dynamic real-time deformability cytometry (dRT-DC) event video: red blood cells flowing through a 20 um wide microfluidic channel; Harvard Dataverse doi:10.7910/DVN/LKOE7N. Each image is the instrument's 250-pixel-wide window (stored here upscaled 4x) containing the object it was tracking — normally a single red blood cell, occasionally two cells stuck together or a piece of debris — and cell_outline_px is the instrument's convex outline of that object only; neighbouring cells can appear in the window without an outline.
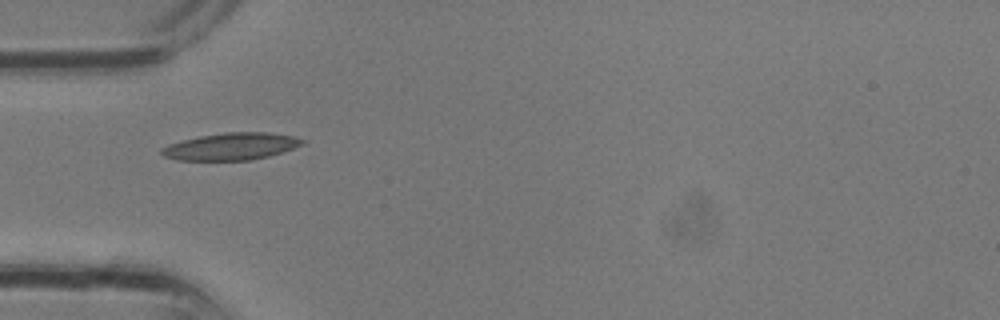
{"species": "common noctule bat (a hibernating species)", "species_latin": "Nyctalus noctula", "temperature_condition": "room temperature", "stored_images_in_passage": 3, "camera_frame_rate_fps": 3000, "um_per_image_px": 0.085, "animal": {"sex": "male", "body_mass_g": 13.3}, "frame": {"image": 1, "passage_image": 3, "time_ms": 0.667, "image_size_px": [1000, 320], "cell_outline_px": [[304, 144], [268, 156], [252, 160], [176, 160], [164, 156], [160, 152], [160, 148], [168, 144], [200, 136], [224, 132], [268, 132], [292, 136], [304, 140]], "centroid_in_image_um": [19.61, 12.45], "position_along_channel_um": 65.4, "area_um2": 22.08}}